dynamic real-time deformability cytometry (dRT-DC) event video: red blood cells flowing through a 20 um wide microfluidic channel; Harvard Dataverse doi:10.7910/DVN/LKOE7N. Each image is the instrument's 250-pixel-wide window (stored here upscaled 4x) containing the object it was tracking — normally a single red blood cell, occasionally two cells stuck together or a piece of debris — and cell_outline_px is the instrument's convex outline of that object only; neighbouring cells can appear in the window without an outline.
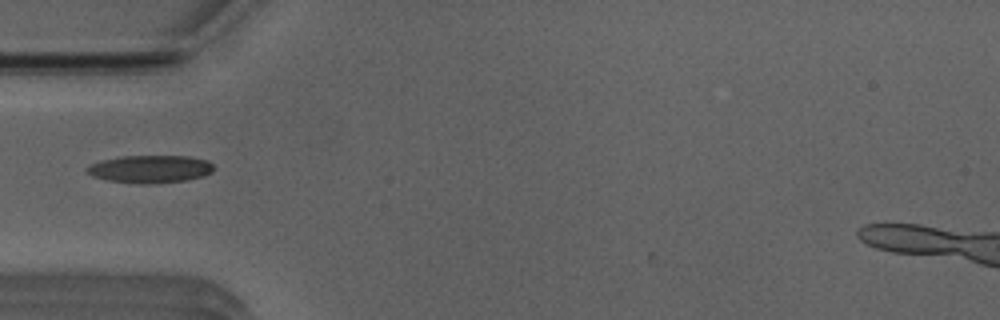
{"species": "Egyptian fruit bat (a non-hibernating species)", "species_latin": "Rousettus aegyptiacus", "temperature_condition": "room temperature", "stored_images_in_passage": 31, "camera_frame_rate_fps": 3000, "um_per_image_px": 0.085, "animal": {"sex": "male"}, "frame": {"image": 1, "passage_image": 1, "time_ms": 0.0, "image_size_px": [1000, 320], "cell_outline_px": [[212, 172], [204, 176], [188, 180], [156, 184], [136, 184], [108, 180], [92, 176], [84, 172], [84, 168], [100, 160], [120, 156], [188, 156], [208, 160], [212, 164]], "centroid_in_image_um": [12.73, 14.38], "position_along_channel_um": 72.3, "area_um2": 20.81}}
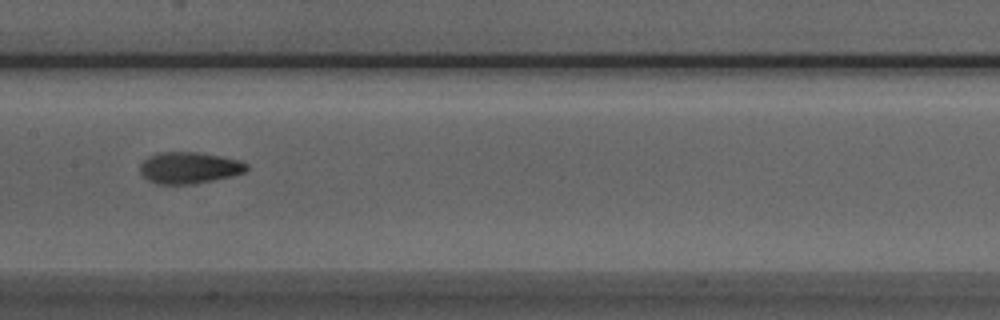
{"frame": {"image": 2, "passage_image": 10, "time_ms": 3.0, "image_size_px": [1000, 320], "cell_outline_px": [[248, 168], [244, 172], [232, 176], [192, 184], [156, 184], [148, 180], [140, 172], [140, 164], [148, 156], [160, 152], [200, 152], [240, 160], [248, 164]], "centroid_in_image_um": [16.07, 14.25], "position_along_channel_um": 191.3, "area_um2": 19.59}}
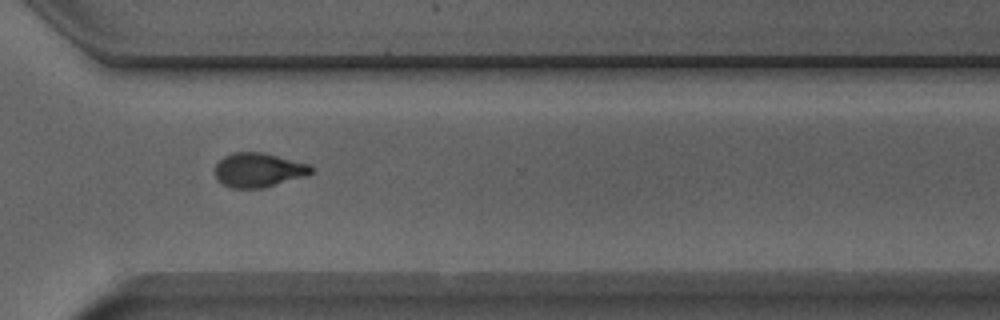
{"frame": {"image": 3, "passage_image": 22, "time_ms": 7.0, "image_size_px": [1000, 320], "cell_outline_px": [[316, 168], [308, 176], [264, 188], [232, 188], [224, 184], [216, 176], [216, 164], [224, 156], [232, 152], [264, 152], [308, 164]], "centroid_in_image_um": [22.03, 14.45], "position_along_channel_um": 348.6, "area_um2": 19.31}}